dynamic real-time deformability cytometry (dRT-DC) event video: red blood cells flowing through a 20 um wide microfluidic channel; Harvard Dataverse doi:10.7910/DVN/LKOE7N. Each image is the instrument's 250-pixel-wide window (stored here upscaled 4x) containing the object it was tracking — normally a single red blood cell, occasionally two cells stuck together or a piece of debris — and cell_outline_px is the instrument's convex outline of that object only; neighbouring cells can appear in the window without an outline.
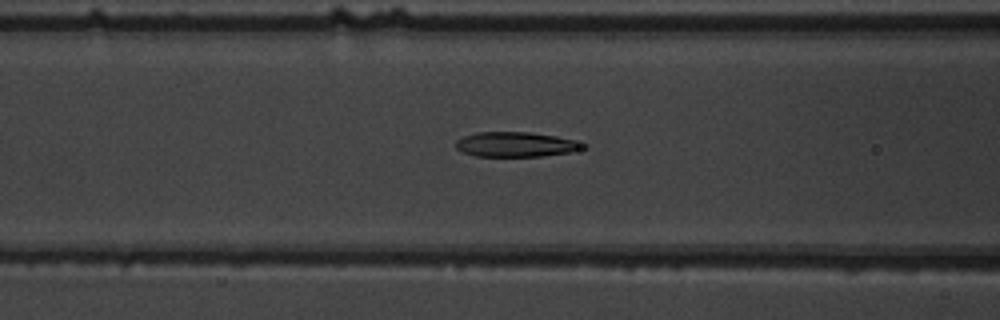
{"species": "common noctule bat (a hibernating species)", "species_latin": "Nyctalus noctula", "temperature_condition": "warm", "stored_images_in_passage": 42, "camera_frame_rate_fps": 3000, "um_per_image_px": 0.085, "animal": {"sex": "male", "body_mass_g": 19.5, "forearm_length_mm": 54.6}, "frame": {"image": 1, "passage_image": 10, "time_ms": 3.0, "image_size_px": [1000, 320], "cell_outline_px": [[580, 148], [572, 152], [544, 156], [476, 156], [464, 152], [456, 148], [456, 140], [464, 136], [476, 132], [528, 132], [556, 136], [572, 140], [580, 144]], "centroid_in_image_um": [43.76, 12.27], "position_along_channel_um": 122.8, "area_um2": 18.03}}
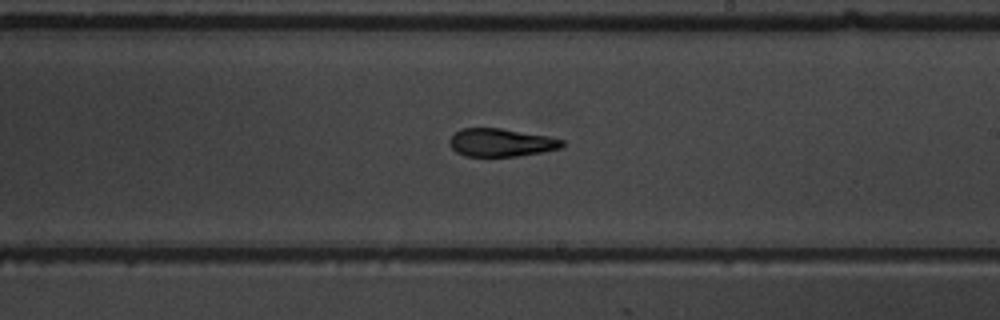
{"frame": {"image": 2, "passage_image": 20, "time_ms": 6.333, "image_size_px": [1000, 320], "cell_outline_px": [[564, 144], [560, 148], [540, 152], [516, 156], [464, 156], [456, 152], [448, 144], [448, 140], [460, 128], [500, 128], [548, 136], [564, 140]], "centroid_in_image_um": [42.55, 12.11], "position_along_channel_um": 246.5, "area_um2": 18.32}}
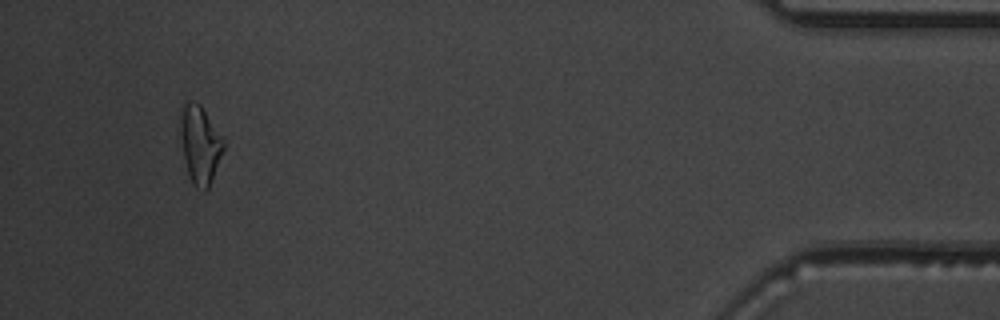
{"frame": {"image": 3, "passage_image": 39, "time_ms": 12.667, "image_size_px": [1000, 320], "cell_outline_px": [[224, 148], [208, 188], [204, 192], [196, 188], [192, 184], [184, 160], [180, 132], [180, 112], [184, 104], [188, 100], [192, 100], [200, 104], [224, 140]], "centroid_in_image_um": [16.98, 12.28], "position_along_channel_um": 418.2, "area_um2": 19.42}, "authors_computed_cell_mechanics": {"area_um2": 18.8428, "velocity_mm_per_s": 3.7198, "shape_relaxation_time_tau1_ms": 5.2894, "shape_relaxation_time_tau2_ms": 5.8493, "deformation_change_tau1": 0.1779, "deformation_change_tau2": 0.1313}}